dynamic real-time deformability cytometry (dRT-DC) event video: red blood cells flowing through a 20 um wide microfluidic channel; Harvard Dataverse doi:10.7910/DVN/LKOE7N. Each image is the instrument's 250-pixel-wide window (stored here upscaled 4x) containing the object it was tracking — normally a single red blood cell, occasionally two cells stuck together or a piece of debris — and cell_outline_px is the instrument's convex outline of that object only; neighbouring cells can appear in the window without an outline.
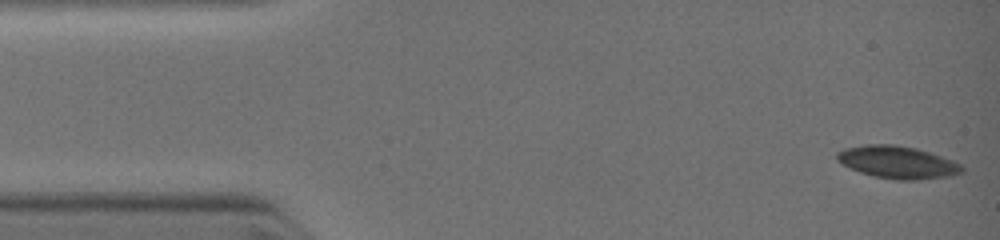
{"species": "common noctule bat (a hibernating species)", "species_latin": "Nyctalus noctula", "temperature_condition": "warm", "stored_images_in_passage": 29, "camera_frame_rate_fps": 3000, "um_per_image_px": 0.085, "animal": {"sex": "female", "body_mass_g": 19.0, "forearm_length_mm": 51.5}, "frame": {"image": 1, "passage_image": 1, "time_ms": 0.0, "image_size_px": [1000, 240], "cell_outline_px": [[964, 172], [948, 176], [916, 180], [896, 180], [872, 176], [860, 172], [836, 160], [836, 152], [844, 148], [868, 144], [892, 144], [916, 148], [952, 160], [960, 164], [964, 168]], "centroid_in_image_um": [76.28, 13.79], "position_along_channel_um": 8.7, "area_um2": 23.52}}
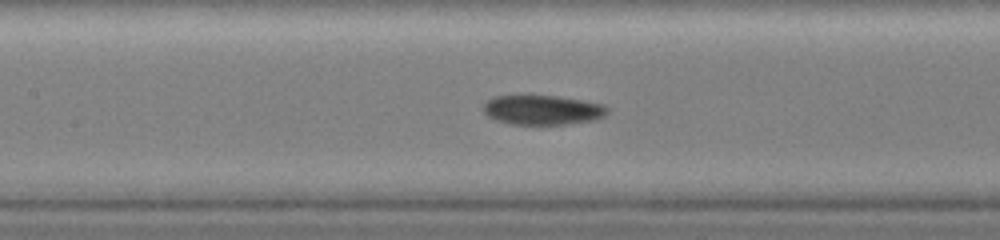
{"frame": {"image": 2, "passage_image": 19, "time_ms": 5.0, "image_size_px": [1000, 240], "cell_outline_px": [[608, 112], [604, 116], [596, 120], [568, 124], [508, 124], [496, 120], [488, 116], [484, 112], [484, 104], [492, 96], [520, 92], [528, 92], [584, 100], [604, 104], [608, 108]], "centroid_in_image_um": [46.07, 9.29], "position_along_channel_um": 161.3, "area_um2": 22.48}}
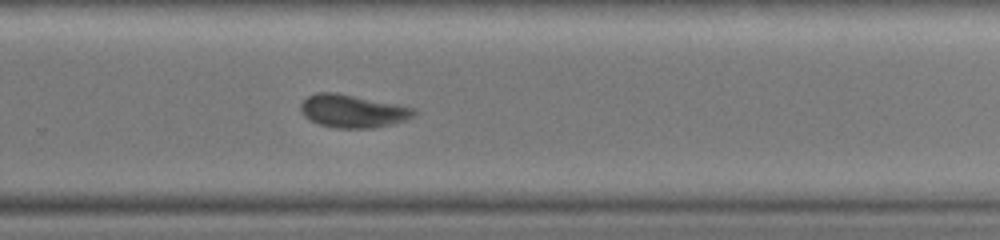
{"frame": {"image": 3, "passage_image": 29, "time_ms": 7.667, "image_size_px": [1000, 240], "cell_outline_px": [[420, 112], [408, 120], [396, 124], [372, 128], [336, 128], [320, 124], [304, 116], [300, 112], [300, 104], [308, 96], [316, 92], [336, 92], [416, 108]], "centroid_in_image_um": [30.04, 9.45], "position_along_channel_um": 299.8, "area_um2": 22.02}}